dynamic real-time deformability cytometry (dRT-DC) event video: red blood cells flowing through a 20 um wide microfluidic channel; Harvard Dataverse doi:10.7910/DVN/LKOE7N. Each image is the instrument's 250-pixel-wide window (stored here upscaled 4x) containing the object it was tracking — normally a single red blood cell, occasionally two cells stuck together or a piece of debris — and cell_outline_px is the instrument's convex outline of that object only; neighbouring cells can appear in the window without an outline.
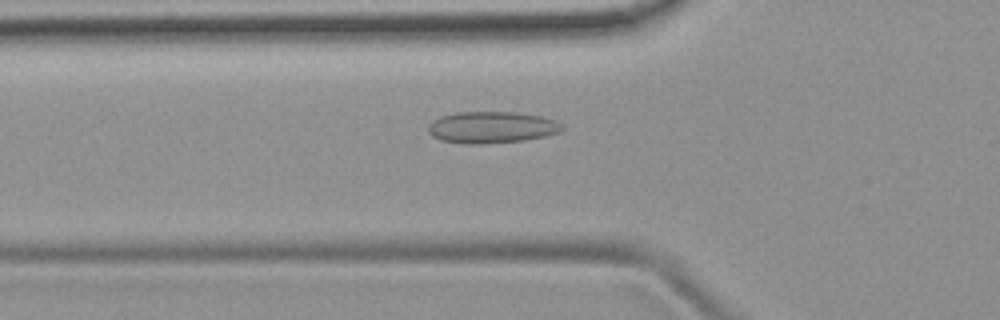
{"species": "common noctule bat (a hibernating species)", "species_latin": "Nyctalus noctula", "temperature_condition": "room temperature", "stored_images_in_passage": 34, "camera_frame_rate_fps": 3000, "um_per_image_px": 0.085, "animal": {"sex": "female", "body_mass_g": 19.9}, "frame": {"image": 1, "passage_image": 7, "time_ms": 2.0, "image_size_px": [1000, 320], "cell_outline_px": [[564, 128], [560, 132], [544, 136], [524, 140], [480, 144], [468, 144], [440, 140], [432, 136], [428, 132], [428, 124], [432, 120], [440, 116], [456, 112], [516, 112], [540, 116], [556, 120]], "centroid_in_image_um": [41.76, 10.82], "position_along_channel_um": 84.0, "area_um2": 24.74}}
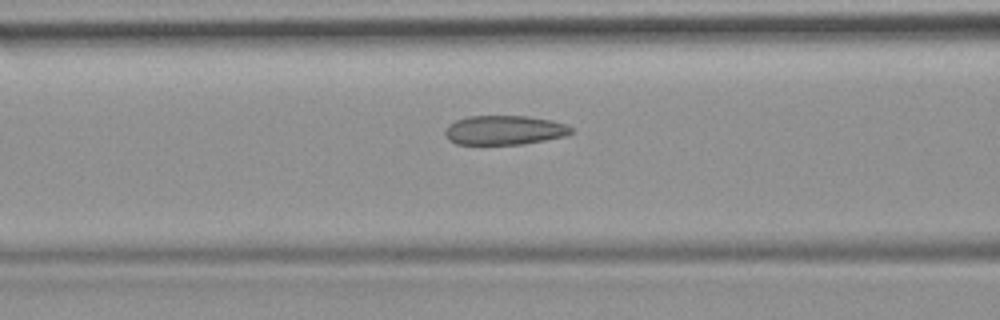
{"frame": {"image": 2, "passage_image": 10, "time_ms": 3.0, "image_size_px": [1000, 320], "cell_outline_px": [[576, 132], [568, 136], [524, 144], [456, 144], [448, 140], [444, 132], [448, 124], [456, 120], [468, 116], [528, 116], [552, 120], [568, 124]], "centroid_in_image_um": [42.93, 11.06], "position_along_channel_um": 123.7, "area_um2": 21.91}}
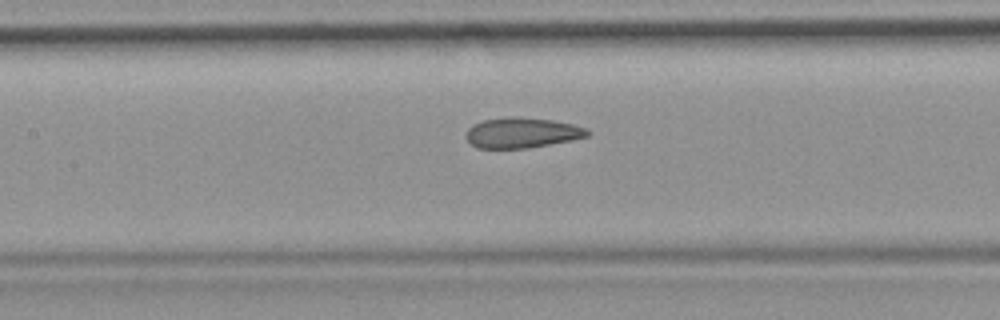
{"frame": {"image": 3, "passage_image": 13, "time_ms": 4.0, "image_size_px": [1000, 320], "cell_outline_px": [[592, 132], [588, 136], [572, 140], [528, 148], [476, 148], [464, 136], [468, 128], [472, 124], [484, 120], [508, 116], [516, 116], [552, 120], [572, 124], [588, 128]], "centroid_in_image_um": [44.37, 11.28], "position_along_channel_um": 163.0, "area_um2": 21.68}, "authors_computed_cell_mechanics": {"area_um2": 21.9351, "velocity_mm_per_s": 3.9227, "shape_relaxation_time_tau1_ms": null, "shape_relaxation_time_tau2_ms": 1.312, "deformation_change_tau1": null, "deformation_change_tau2": 0.0716}}